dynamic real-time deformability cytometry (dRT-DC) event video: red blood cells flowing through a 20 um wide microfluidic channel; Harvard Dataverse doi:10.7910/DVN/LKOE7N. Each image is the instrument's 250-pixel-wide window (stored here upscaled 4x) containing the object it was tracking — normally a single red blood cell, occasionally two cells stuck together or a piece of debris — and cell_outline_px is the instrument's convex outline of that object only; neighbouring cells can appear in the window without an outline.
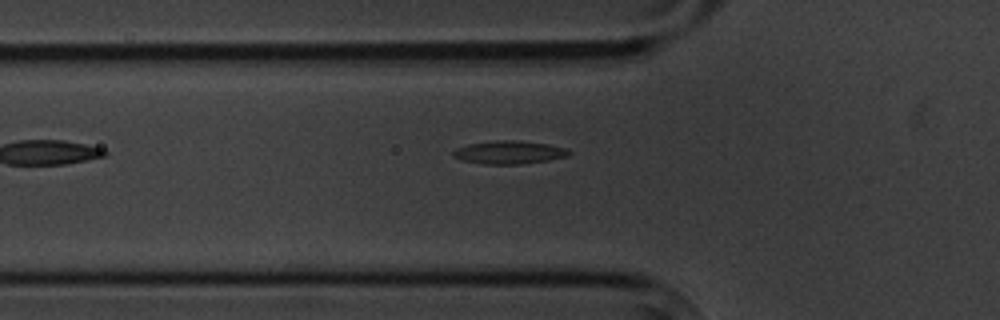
{"species": "common noctule bat (a hibernating species)", "species_latin": "Nyctalus noctula", "temperature_condition": "cold", "stored_images_in_passage": 7, "camera_frame_rate_fps": 3000, "um_per_image_px": 0.085, "animal": {"sex": "male", "body_mass_g": 20.1, "forearm_length_mm": 53.5}, "frame": {"image": 1, "passage_image": 2, "time_ms": 1.333, "image_size_px": [1000, 320], "cell_outline_px": [[572, 152], [568, 156], [548, 160], [520, 164], [484, 164], [464, 160], [452, 156], [452, 152], [456, 148], [468, 144], [496, 140], [520, 140], [548, 144], [568, 148]], "centroid_in_image_um": [43.31, 12.94], "position_along_channel_um": 82.5, "area_um2": 15.66}}
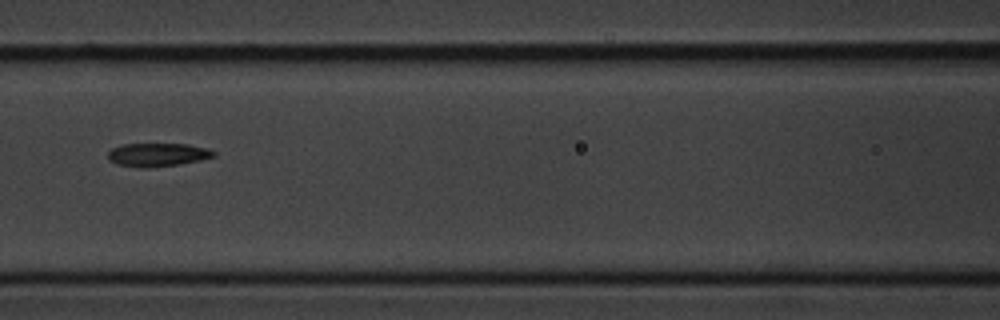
{"frame": {"image": 2, "passage_image": 4, "time_ms": 3.333, "image_size_px": [1000, 320], "cell_outline_px": [[216, 156], [200, 160], [180, 164], [148, 168], [144, 168], [116, 164], [108, 160], [108, 152], [112, 148], [124, 144], [188, 144], [208, 148], [216, 152]], "centroid_in_image_um": [13.41, 13.15], "position_along_channel_um": 153.2, "area_um2": 14.51}}
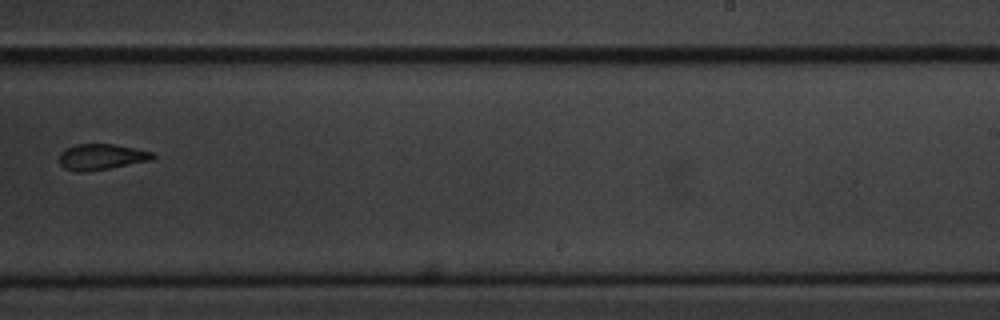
{"frame": {"image": 3, "passage_image": 7, "time_ms": 7.0, "image_size_px": [1000, 320], "cell_outline_px": [[156, 156], [152, 160], [108, 168], [84, 172], [76, 172], [64, 168], [60, 164], [60, 152], [76, 144], [112, 144], [136, 148], [152, 152]], "centroid_in_image_um": [8.62, 13.33], "position_along_channel_um": 280.4, "area_um2": 13.99}}